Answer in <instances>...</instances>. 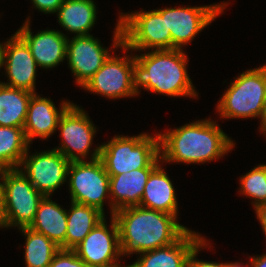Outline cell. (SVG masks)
I'll return each instance as SVG.
<instances>
[{"label": "cell", "instance_id": "20", "mask_svg": "<svg viewBox=\"0 0 266 267\" xmlns=\"http://www.w3.org/2000/svg\"><path fill=\"white\" fill-rule=\"evenodd\" d=\"M140 206L177 216L175 189L165 171L158 165L150 174L144 187Z\"/></svg>", "mask_w": 266, "mask_h": 267}, {"label": "cell", "instance_id": "25", "mask_svg": "<svg viewBox=\"0 0 266 267\" xmlns=\"http://www.w3.org/2000/svg\"><path fill=\"white\" fill-rule=\"evenodd\" d=\"M29 143L24 129L0 126V164L8 169L20 168Z\"/></svg>", "mask_w": 266, "mask_h": 267}, {"label": "cell", "instance_id": "8", "mask_svg": "<svg viewBox=\"0 0 266 267\" xmlns=\"http://www.w3.org/2000/svg\"><path fill=\"white\" fill-rule=\"evenodd\" d=\"M3 203L7 227H30L44 196L20 168L8 169L3 178Z\"/></svg>", "mask_w": 266, "mask_h": 267}, {"label": "cell", "instance_id": "21", "mask_svg": "<svg viewBox=\"0 0 266 267\" xmlns=\"http://www.w3.org/2000/svg\"><path fill=\"white\" fill-rule=\"evenodd\" d=\"M29 228L45 235L60 249L65 250L67 211L52 201L50 196L44 197L40 202L35 219Z\"/></svg>", "mask_w": 266, "mask_h": 267}, {"label": "cell", "instance_id": "27", "mask_svg": "<svg viewBox=\"0 0 266 267\" xmlns=\"http://www.w3.org/2000/svg\"><path fill=\"white\" fill-rule=\"evenodd\" d=\"M240 192L255 201L254 208L266 203V165H259L240 178Z\"/></svg>", "mask_w": 266, "mask_h": 267}, {"label": "cell", "instance_id": "19", "mask_svg": "<svg viewBox=\"0 0 266 267\" xmlns=\"http://www.w3.org/2000/svg\"><path fill=\"white\" fill-rule=\"evenodd\" d=\"M155 168L132 170L125 174L110 176L109 190L111 194V215L120 209L140 206L144 187L151 172Z\"/></svg>", "mask_w": 266, "mask_h": 267}, {"label": "cell", "instance_id": "13", "mask_svg": "<svg viewBox=\"0 0 266 267\" xmlns=\"http://www.w3.org/2000/svg\"><path fill=\"white\" fill-rule=\"evenodd\" d=\"M134 60L129 55L109 56L82 88L112 99L138 95L133 87Z\"/></svg>", "mask_w": 266, "mask_h": 267}, {"label": "cell", "instance_id": "31", "mask_svg": "<svg viewBox=\"0 0 266 267\" xmlns=\"http://www.w3.org/2000/svg\"><path fill=\"white\" fill-rule=\"evenodd\" d=\"M255 213L262 226V230L266 236V203L260 204L255 208Z\"/></svg>", "mask_w": 266, "mask_h": 267}, {"label": "cell", "instance_id": "22", "mask_svg": "<svg viewBox=\"0 0 266 267\" xmlns=\"http://www.w3.org/2000/svg\"><path fill=\"white\" fill-rule=\"evenodd\" d=\"M96 11L93 0H65L56 13L63 28L80 36L89 35L95 24Z\"/></svg>", "mask_w": 266, "mask_h": 267}, {"label": "cell", "instance_id": "36", "mask_svg": "<svg viewBox=\"0 0 266 267\" xmlns=\"http://www.w3.org/2000/svg\"><path fill=\"white\" fill-rule=\"evenodd\" d=\"M263 133H266V98L264 102V112H263Z\"/></svg>", "mask_w": 266, "mask_h": 267}, {"label": "cell", "instance_id": "23", "mask_svg": "<svg viewBox=\"0 0 266 267\" xmlns=\"http://www.w3.org/2000/svg\"><path fill=\"white\" fill-rule=\"evenodd\" d=\"M71 205L67 212L65 250H73L105 218V214L92 206L72 201Z\"/></svg>", "mask_w": 266, "mask_h": 267}, {"label": "cell", "instance_id": "37", "mask_svg": "<svg viewBox=\"0 0 266 267\" xmlns=\"http://www.w3.org/2000/svg\"><path fill=\"white\" fill-rule=\"evenodd\" d=\"M225 267H244V265L240 264L239 262L225 263ZM245 267H249V266H245Z\"/></svg>", "mask_w": 266, "mask_h": 267}, {"label": "cell", "instance_id": "9", "mask_svg": "<svg viewBox=\"0 0 266 267\" xmlns=\"http://www.w3.org/2000/svg\"><path fill=\"white\" fill-rule=\"evenodd\" d=\"M71 161L55 149L33 155L25 153L20 169L33 186L44 196H51L65 181Z\"/></svg>", "mask_w": 266, "mask_h": 267}, {"label": "cell", "instance_id": "12", "mask_svg": "<svg viewBox=\"0 0 266 267\" xmlns=\"http://www.w3.org/2000/svg\"><path fill=\"white\" fill-rule=\"evenodd\" d=\"M57 128L60 129L62 143L54 149L70 161H83L96 133V127L86 112L72 103L62 114Z\"/></svg>", "mask_w": 266, "mask_h": 267}, {"label": "cell", "instance_id": "6", "mask_svg": "<svg viewBox=\"0 0 266 267\" xmlns=\"http://www.w3.org/2000/svg\"><path fill=\"white\" fill-rule=\"evenodd\" d=\"M266 98V65L249 69L230 83L217 105V111L225 118H261L263 132V112Z\"/></svg>", "mask_w": 266, "mask_h": 267}, {"label": "cell", "instance_id": "24", "mask_svg": "<svg viewBox=\"0 0 266 267\" xmlns=\"http://www.w3.org/2000/svg\"><path fill=\"white\" fill-rule=\"evenodd\" d=\"M33 94L0 82V126L24 128L28 105Z\"/></svg>", "mask_w": 266, "mask_h": 267}, {"label": "cell", "instance_id": "35", "mask_svg": "<svg viewBox=\"0 0 266 267\" xmlns=\"http://www.w3.org/2000/svg\"><path fill=\"white\" fill-rule=\"evenodd\" d=\"M7 170H8V168H6L4 165L0 164V180L3 181L4 175H5ZM2 188H3V183H1V181H0V194H2Z\"/></svg>", "mask_w": 266, "mask_h": 267}, {"label": "cell", "instance_id": "1", "mask_svg": "<svg viewBox=\"0 0 266 267\" xmlns=\"http://www.w3.org/2000/svg\"><path fill=\"white\" fill-rule=\"evenodd\" d=\"M122 255L143 253L178 241L189 229L177 222V216L141 206L114 212Z\"/></svg>", "mask_w": 266, "mask_h": 267}, {"label": "cell", "instance_id": "18", "mask_svg": "<svg viewBox=\"0 0 266 267\" xmlns=\"http://www.w3.org/2000/svg\"><path fill=\"white\" fill-rule=\"evenodd\" d=\"M203 240L189 229L178 241L139 254L140 258L127 267H186L189 255Z\"/></svg>", "mask_w": 266, "mask_h": 267}, {"label": "cell", "instance_id": "33", "mask_svg": "<svg viewBox=\"0 0 266 267\" xmlns=\"http://www.w3.org/2000/svg\"><path fill=\"white\" fill-rule=\"evenodd\" d=\"M0 227H7L3 203V194H0Z\"/></svg>", "mask_w": 266, "mask_h": 267}, {"label": "cell", "instance_id": "34", "mask_svg": "<svg viewBox=\"0 0 266 267\" xmlns=\"http://www.w3.org/2000/svg\"><path fill=\"white\" fill-rule=\"evenodd\" d=\"M4 45V46H3ZM5 44L0 43V68L4 67V61H5Z\"/></svg>", "mask_w": 266, "mask_h": 267}, {"label": "cell", "instance_id": "16", "mask_svg": "<svg viewBox=\"0 0 266 267\" xmlns=\"http://www.w3.org/2000/svg\"><path fill=\"white\" fill-rule=\"evenodd\" d=\"M16 33L26 42L38 67L52 69L65 60L68 38L64 33L55 30H42L33 35L30 30L29 19Z\"/></svg>", "mask_w": 266, "mask_h": 267}, {"label": "cell", "instance_id": "3", "mask_svg": "<svg viewBox=\"0 0 266 267\" xmlns=\"http://www.w3.org/2000/svg\"><path fill=\"white\" fill-rule=\"evenodd\" d=\"M134 57L133 87L137 94L138 87H144L171 97L198 95L187 73V56L182 49H151Z\"/></svg>", "mask_w": 266, "mask_h": 267}, {"label": "cell", "instance_id": "11", "mask_svg": "<svg viewBox=\"0 0 266 267\" xmlns=\"http://www.w3.org/2000/svg\"><path fill=\"white\" fill-rule=\"evenodd\" d=\"M228 4L199 7L166 8L167 31L171 34V49H182L206 26L218 17Z\"/></svg>", "mask_w": 266, "mask_h": 267}, {"label": "cell", "instance_id": "10", "mask_svg": "<svg viewBox=\"0 0 266 267\" xmlns=\"http://www.w3.org/2000/svg\"><path fill=\"white\" fill-rule=\"evenodd\" d=\"M105 223L104 218L73 251L88 267H124L117 262L122 256L117 222L112 216L111 232Z\"/></svg>", "mask_w": 266, "mask_h": 267}, {"label": "cell", "instance_id": "29", "mask_svg": "<svg viewBox=\"0 0 266 267\" xmlns=\"http://www.w3.org/2000/svg\"><path fill=\"white\" fill-rule=\"evenodd\" d=\"M206 245L208 244L206 242V239L204 238V240L200 244H198L189 255L186 267H225V263L223 264L217 262L202 261L198 259L196 260L199 249Z\"/></svg>", "mask_w": 266, "mask_h": 267}, {"label": "cell", "instance_id": "5", "mask_svg": "<svg viewBox=\"0 0 266 267\" xmlns=\"http://www.w3.org/2000/svg\"><path fill=\"white\" fill-rule=\"evenodd\" d=\"M100 159L109 176L132 170L156 168L159 161V135L114 136L100 146Z\"/></svg>", "mask_w": 266, "mask_h": 267}, {"label": "cell", "instance_id": "30", "mask_svg": "<svg viewBox=\"0 0 266 267\" xmlns=\"http://www.w3.org/2000/svg\"><path fill=\"white\" fill-rule=\"evenodd\" d=\"M65 0H32L35 8L45 14L55 13Z\"/></svg>", "mask_w": 266, "mask_h": 267}, {"label": "cell", "instance_id": "17", "mask_svg": "<svg viewBox=\"0 0 266 267\" xmlns=\"http://www.w3.org/2000/svg\"><path fill=\"white\" fill-rule=\"evenodd\" d=\"M71 102L63 101L58 108L51 99L43 98L34 93L30 99L24 133L28 143L36 136L42 139L49 138L58 129L60 118Z\"/></svg>", "mask_w": 266, "mask_h": 267}, {"label": "cell", "instance_id": "28", "mask_svg": "<svg viewBox=\"0 0 266 267\" xmlns=\"http://www.w3.org/2000/svg\"><path fill=\"white\" fill-rule=\"evenodd\" d=\"M48 267H88L73 250L60 249Z\"/></svg>", "mask_w": 266, "mask_h": 267}, {"label": "cell", "instance_id": "26", "mask_svg": "<svg viewBox=\"0 0 266 267\" xmlns=\"http://www.w3.org/2000/svg\"><path fill=\"white\" fill-rule=\"evenodd\" d=\"M26 237L25 262L27 267H48L60 250L52 240L29 227L20 228Z\"/></svg>", "mask_w": 266, "mask_h": 267}, {"label": "cell", "instance_id": "7", "mask_svg": "<svg viewBox=\"0 0 266 267\" xmlns=\"http://www.w3.org/2000/svg\"><path fill=\"white\" fill-rule=\"evenodd\" d=\"M90 161H71L68 175L71 201L92 206L104 214V199L110 197V176L100 159V147Z\"/></svg>", "mask_w": 266, "mask_h": 267}, {"label": "cell", "instance_id": "4", "mask_svg": "<svg viewBox=\"0 0 266 267\" xmlns=\"http://www.w3.org/2000/svg\"><path fill=\"white\" fill-rule=\"evenodd\" d=\"M114 29L113 46L127 50L171 49L167 31L166 8L133 12L119 17Z\"/></svg>", "mask_w": 266, "mask_h": 267}, {"label": "cell", "instance_id": "14", "mask_svg": "<svg viewBox=\"0 0 266 267\" xmlns=\"http://www.w3.org/2000/svg\"><path fill=\"white\" fill-rule=\"evenodd\" d=\"M66 58L76 83L83 87L109 58L107 48L92 35H75L67 41Z\"/></svg>", "mask_w": 266, "mask_h": 267}, {"label": "cell", "instance_id": "15", "mask_svg": "<svg viewBox=\"0 0 266 267\" xmlns=\"http://www.w3.org/2000/svg\"><path fill=\"white\" fill-rule=\"evenodd\" d=\"M4 65L9 82H1L2 84L36 93L35 78L38 65L26 42L16 32L6 42Z\"/></svg>", "mask_w": 266, "mask_h": 267}, {"label": "cell", "instance_id": "2", "mask_svg": "<svg viewBox=\"0 0 266 267\" xmlns=\"http://www.w3.org/2000/svg\"><path fill=\"white\" fill-rule=\"evenodd\" d=\"M161 161L203 163L223 157L234 147L233 141L210 119L185 124L159 134Z\"/></svg>", "mask_w": 266, "mask_h": 267}, {"label": "cell", "instance_id": "32", "mask_svg": "<svg viewBox=\"0 0 266 267\" xmlns=\"http://www.w3.org/2000/svg\"><path fill=\"white\" fill-rule=\"evenodd\" d=\"M251 267H266V254L250 258Z\"/></svg>", "mask_w": 266, "mask_h": 267}]
</instances>
